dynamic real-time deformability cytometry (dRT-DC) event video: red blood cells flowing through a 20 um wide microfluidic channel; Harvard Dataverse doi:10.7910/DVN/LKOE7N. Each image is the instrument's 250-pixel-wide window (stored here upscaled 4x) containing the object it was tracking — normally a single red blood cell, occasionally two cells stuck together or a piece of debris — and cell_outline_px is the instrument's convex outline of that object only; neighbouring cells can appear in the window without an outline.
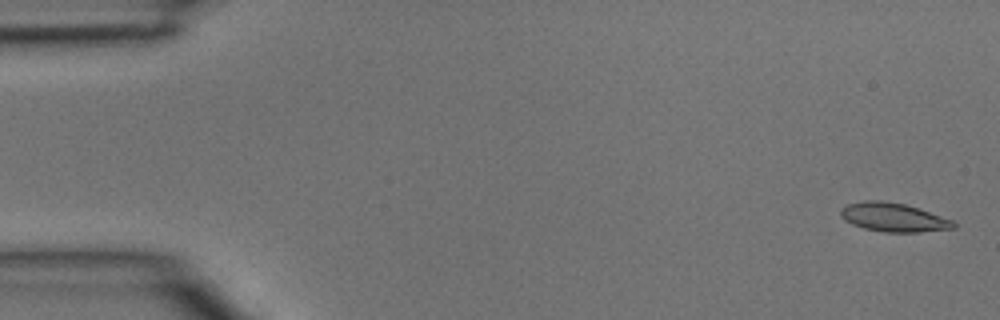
{"species": "common noctule bat (a hibernating species)", "species_latin": "Nyctalus noctula", "temperature_condition": "room temperature", "stored_images_in_passage": 4, "camera_frame_rate_fps": 3000, "um_per_image_px": 0.085, "animal": {"sex": "male", "body_mass_g": 15.6}, "frame": {"image": 1, "passage_image": 1, "time_ms": 0.0, "image_size_px": [1000, 320], "cell_outline_px": [[956, 228], [920, 232], [884, 232], [864, 228], [852, 224], [844, 220], [840, 216], [840, 208], [848, 204], [864, 200], [884, 200], [904, 204], [920, 208], [952, 220], [956, 224]], "centroid_in_image_um": [75.93, 18.46], "position_along_channel_um": 9.1, "area_um2": 19.07}}
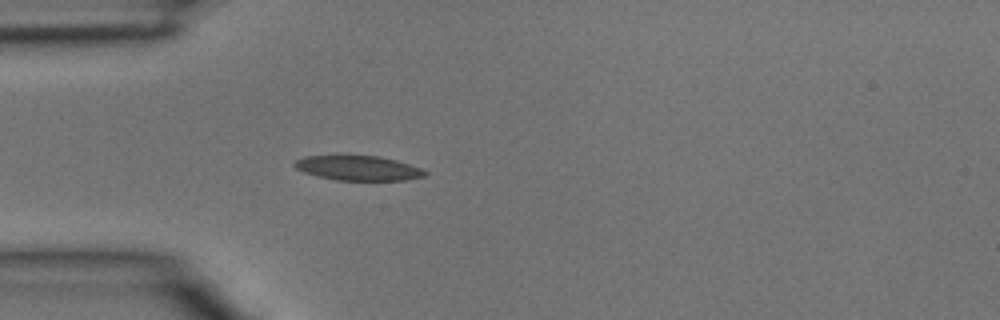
{"frame": {"image": 2, "passage_image": 4, "time_ms": 1.0, "image_size_px": [1000, 320], "cell_outline_px": [[428, 172], [424, 176], [404, 180], [336, 180], [304, 172], [296, 168], [292, 164], [296, 160], [304, 156], [380, 156], [396, 160], [420, 168]], "centroid_in_image_um": [30.44, 14.28], "position_along_channel_um": 54.6, "area_um2": 18.5}}